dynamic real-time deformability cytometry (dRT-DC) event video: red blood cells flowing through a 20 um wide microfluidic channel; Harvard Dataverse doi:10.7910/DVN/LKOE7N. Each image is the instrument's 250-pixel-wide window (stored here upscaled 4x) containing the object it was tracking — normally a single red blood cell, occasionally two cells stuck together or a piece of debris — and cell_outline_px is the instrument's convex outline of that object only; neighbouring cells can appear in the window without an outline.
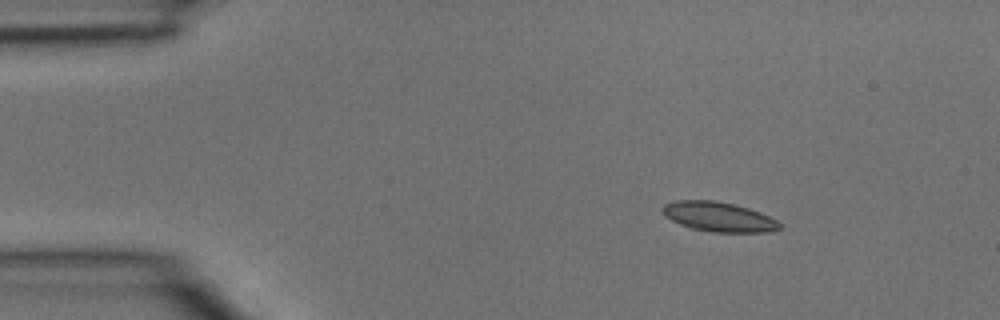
{"species": "common noctule bat (a hibernating species)", "species_latin": "Nyctalus noctula", "temperature_condition": "room temperature", "stored_images_in_passage": 3, "camera_frame_rate_fps": 3000, "um_per_image_px": 0.085, "animal": {"sex": "male", "body_mass_g": 15.6}, "frame": {"image": 1, "passage_image": 1, "time_ms": 0.0, "image_size_px": [1000, 320], "cell_outline_px": [[780, 228], [768, 232], [712, 232], [692, 228], [680, 224], [664, 216], [660, 208], [664, 204], [676, 200], [712, 200], [732, 204], [748, 208], [768, 216], [776, 220], [780, 224]], "centroid_in_image_um": [61.03, 18.42], "position_along_channel_um": 24.0, "area_um2": 20.06}}
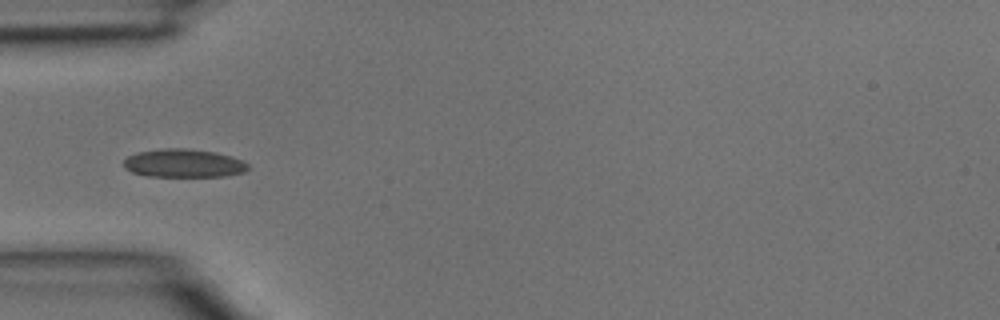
{"frame": {"image": 2, "passage_image": 3, "time_ms": 0.667, "image_size_px": [1000, 320], "cell_outline_px": [[248, 168], [244, 172], [224, 176], [148, 176], [132, 172], [124, 168], [124, 160], [128, 156], [136, 152], [160, 148], [188, 148], [216, 152], [232, 156], [244, 160], [248, 164]], "centroid_in_image_um": [15.61, 13.86], "position_along_channel_um": 69.4, "area_um2": 20.69}}